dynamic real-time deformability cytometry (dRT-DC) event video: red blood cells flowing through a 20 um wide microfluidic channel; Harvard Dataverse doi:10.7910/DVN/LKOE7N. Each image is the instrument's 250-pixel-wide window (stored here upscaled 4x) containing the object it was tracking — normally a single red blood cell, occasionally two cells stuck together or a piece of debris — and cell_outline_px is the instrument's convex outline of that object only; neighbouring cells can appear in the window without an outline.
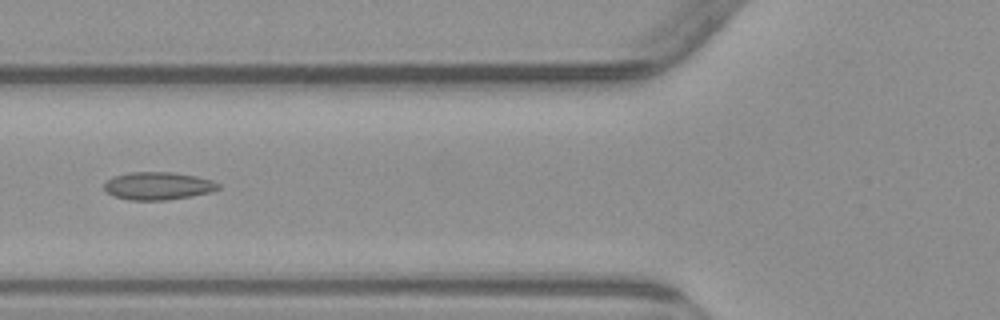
{"species": "common noctule bat (a hibernating species)", "species_latin": "Nyctalus noctula", "temperature_condition": "warm", "stored_images_in_passage": 4, "camera_frame_rate_fps": 3000, "um_per_image_px": 0.085, "animal": {"sex": "male", "body_mass_g": 23.1, "forearm_length_mm": 52.7}, "frame": {"image": 1, "passage_image": 2, "time_ms": 1.333, "image_size_px": [1000, 320], "cell_outline_px": [[220, 188], [212, 192], [192, 196], [164, 200], [128, 200], [112, 196], [104, 192], [104, 184], [112, 176], [128, 172], [172, 172], [196, 176], [212, 180], [220, 184]], "centroid_in_image_um": [13.4, 15.8], "position_along_channel_um": 112.4, "area_um2": 18.73}}
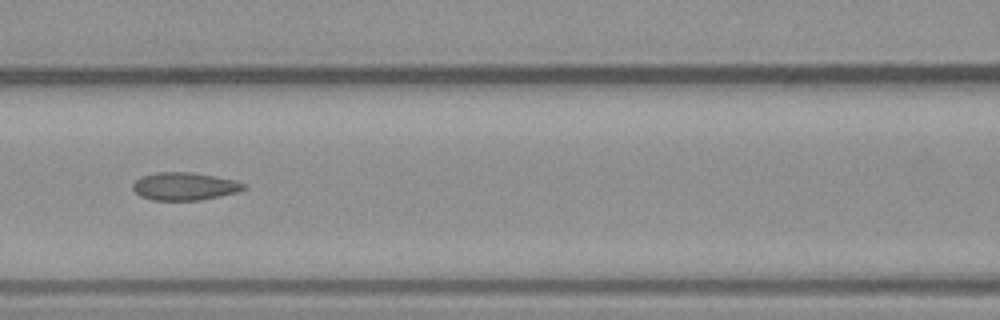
{"frame": {"image": 2, "passage_image": 3, "time_ms": 2.333, "image_size_px": [1000, 320], "cell_outline_px": [[248, 188], [236, 192], [220, 196], [200, 200], [152, 200], [140, 196], [132, 188], [132, 184], [140, 176], [156, 172], [192, 172], [236, 180], [248, 184]], "centroid_in_image_um": [15.7, 15.83], "position_along_channel_um": 150.9, "area_um2": 18.15}}
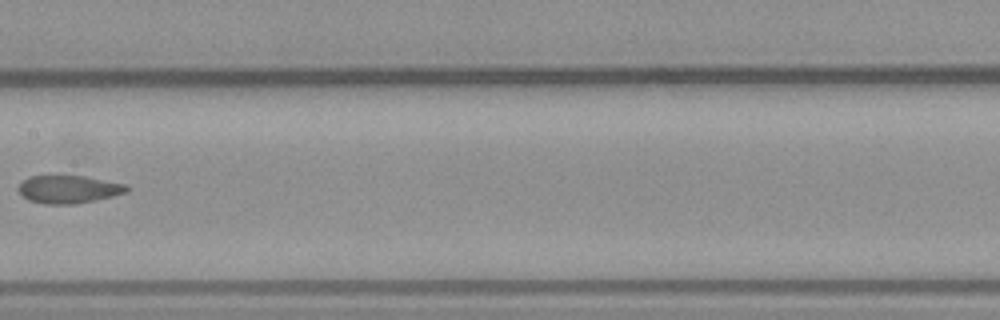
{"frame": {"image": 3, "passage_image": 4, "time_ms": 3.667, "image_size_px": [1000, 320], "cell_outline_px": [[128, 192], [112, 196], [72, 204], [44, 204], [28, 200], [16, 188], [28, 176], [84, 176], [128, 184]], "centroid_in_image_um": [5.83, 16.08], "position_along_channel_um": 201.6, "area_um2": 17.46}}